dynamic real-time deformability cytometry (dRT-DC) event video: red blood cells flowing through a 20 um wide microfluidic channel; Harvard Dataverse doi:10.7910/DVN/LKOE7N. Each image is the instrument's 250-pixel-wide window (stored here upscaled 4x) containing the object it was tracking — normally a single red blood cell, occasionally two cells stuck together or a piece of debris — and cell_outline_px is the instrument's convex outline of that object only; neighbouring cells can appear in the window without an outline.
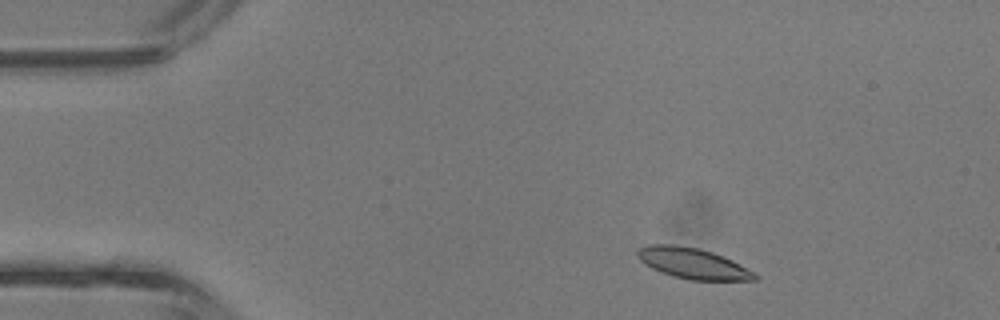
{"species": "common noctule bat (a hibernating species)", "species_latin": "Nyctalus noctula", "temperature_condition": "room temperature", "stored_images_in_passage": 3, "camera_frame_rate_fps": 3000, "um_per_image_px": 0.085, "animal": {"sex": "male", "body_mass_g": 13.3}, "frame": {"image": 1, "passage_image": 1, "time_ms": 0.0, "image_size_px": [1000, 320], "cell_outline_px": [[756, 280], [692, 280], [676, 276], [652, 268], [644, 264], [636, 256], [636, 252], [640, 248], [648, 244], [672, 244], [700, 248], [712, 252], [732, 260], [756, 272]], "centroid_in_image_um": [58.89, 22.37], "position_along_channel_um": 26.1, "area_um2": 20.87}}
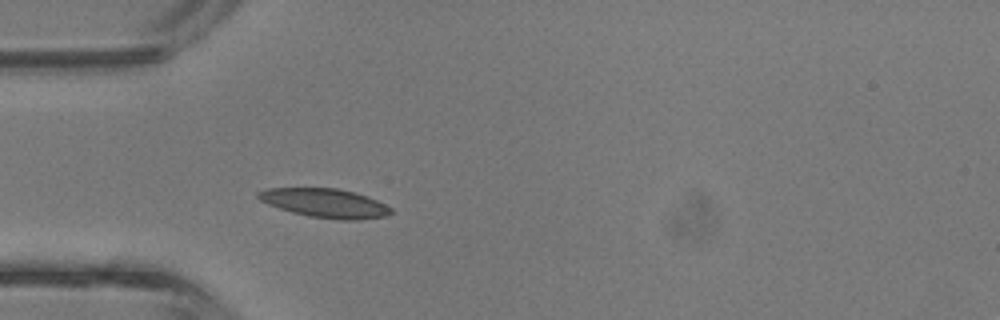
{"frame": {"image": 2, "passage_image": 3, "time_ms": 0.667, "image_size_px": [1000, 320], "cell_outline_px": [[392, 212], [388, 216], [360, 220], [340, 220], [308, 216], [292, 212], [268, 204], [260, 200], [256, 196], [256, 192], [264, 188], [336, 188], [356, 192], [368, 196], [392, 208]], "centroid_in_image_um": [27.63, 17.26], "position_along_channel_um": 57.4, "area_um2": 22.6}}